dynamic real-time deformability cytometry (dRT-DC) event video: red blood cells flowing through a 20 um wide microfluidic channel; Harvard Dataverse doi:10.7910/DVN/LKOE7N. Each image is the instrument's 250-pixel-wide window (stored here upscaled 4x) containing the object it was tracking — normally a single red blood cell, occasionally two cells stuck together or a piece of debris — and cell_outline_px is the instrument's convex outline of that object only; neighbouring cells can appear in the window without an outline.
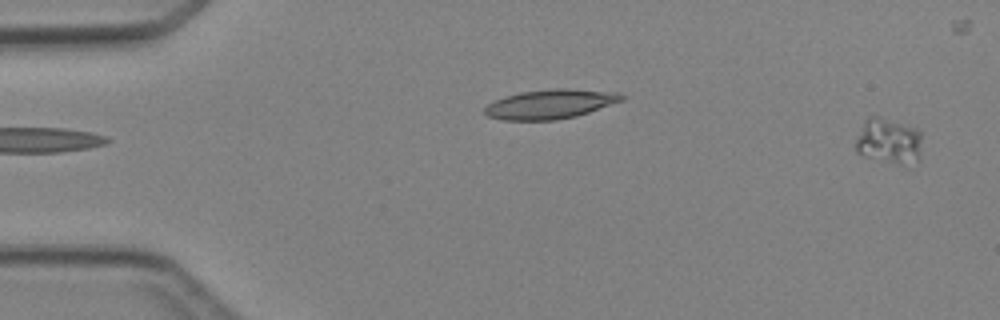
{"species": "Egyptian fruit bat (a non-hibernating species)", "species_latin": "Rousettus aegyptiacus", "temperature_condition": "cold", "stored_images_in_passage": 6, "camera_frame_rate_fps": 3000, "um_per_image_px": 0.085, "animal": {"sex": "female"}, "frame": {"image": 1, "passage_image": 1, "time_ms": 0.0, "image_size_px": [1000, 320], "cell_outline_px": [[920, 160], [900, 164], [864, 156], [856, 152], [856, 140], [868, 116], [876, 116], [916, 128], [920, 132]], "centroid_in_image_um": [75.54, 11.99], "position_along_channel_um": 9.5, "area_um2": 17.11}}
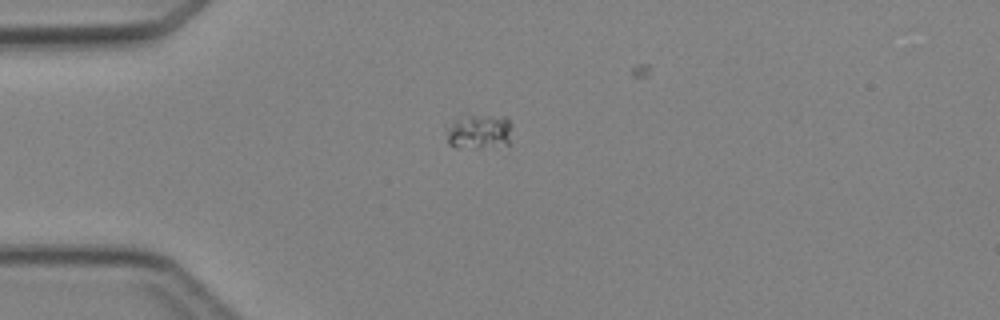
{"frame": {"image": 2, "passage_image": 4, "time_ms": 3.667, "image_size_px": [1000, 320], "cell_outline_px": [[512, 124], [508, 148], [456, 148], [448, 144], [448, 128], [464, 112], [508, 116]], "centroid_in_image_um": [40.81, 11.17], "position_along_channel_um": 44.2, "area_um2": 14.39}}
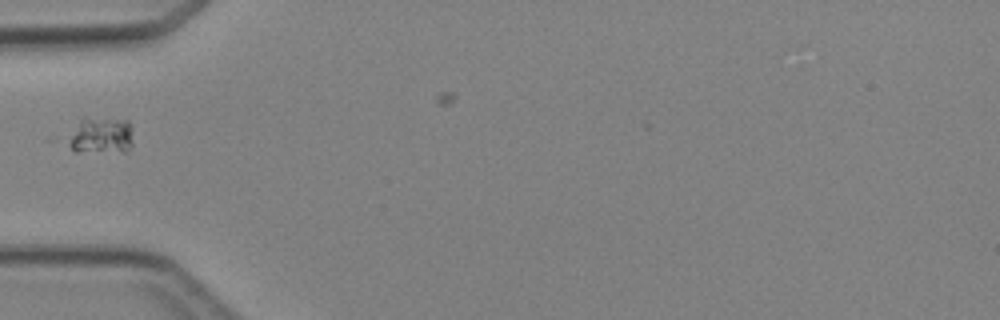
{"frame": {"image": 3, "passage_image": 5, "time_ms": 5.0, "image_size_px": [1000, 320], "cell_outline_px": [[132, 144], [124, 152], [76, 152], [64, 140], [80, 120], [84, 116], [128, 120], [132, 128]], "centroid_in_image_um": [8.55, 11.51], "position_along_channel_um": 76.4, "area_um2": 14.39}}